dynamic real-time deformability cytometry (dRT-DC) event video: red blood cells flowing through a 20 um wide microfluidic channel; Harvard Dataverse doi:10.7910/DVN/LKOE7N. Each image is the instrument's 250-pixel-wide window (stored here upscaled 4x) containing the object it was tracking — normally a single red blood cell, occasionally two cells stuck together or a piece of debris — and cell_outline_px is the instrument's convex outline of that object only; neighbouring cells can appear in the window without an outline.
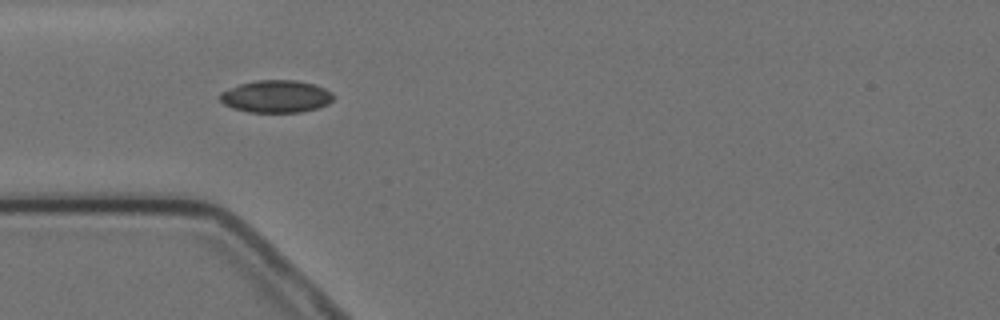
{"species": "Egyptian fruit bat (a non-hibernating species)", "species_latin": "Rousettus aegyptiacus", "temperature_condition": "cold", "stored_images_in_passage": 5, "camera_frame_rate_fps": 3000, "um_per_image_px": 0.085, "animal": {"sex": "female"}, "frame": {"image": 1, "passage_image": 4, "time_ms": 4.333, "image_size_px": [1000, 320], "cell_outline_px": [[332, 100], [328, 104], [316, 108], [300, 112], [248, 112], [232, 108], [224, 104], [220, 100], [220, 92], [240, 84], [256, 80], [296, 80], [316, 84], [332, 92]], "centroid_in_image_um": [23.46, 8.19], "position_along_channel_um": 61.5, "area_um2": 21.39}}
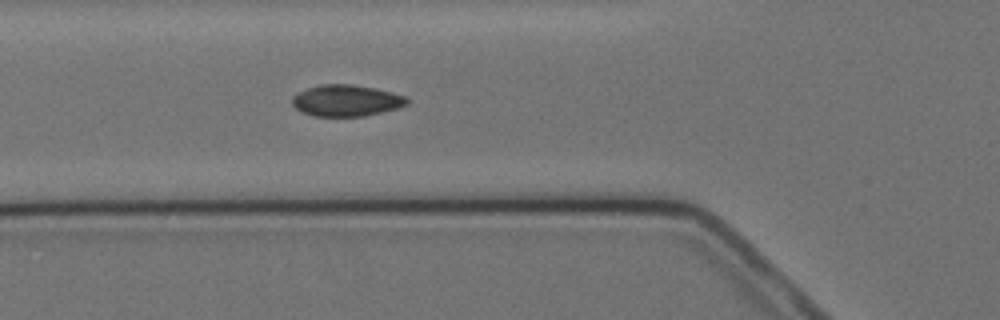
{"frame": {"image": 2, "passage_image": 5, "time_ms": 5.333, "image_size_px": [1000, 320], "cell_outline_px": [[408, 104], [396, 108], [364, 116], [312, 116], [296, 108], [292, 104], [292, 96], [308, 88], [320, 84], [352, 84], [376, 88], [408, 96]], "centroid_in_image_um": [29.45, 8.54], "position_along_channel_um": 96.4, "area_um2": 20.98}}